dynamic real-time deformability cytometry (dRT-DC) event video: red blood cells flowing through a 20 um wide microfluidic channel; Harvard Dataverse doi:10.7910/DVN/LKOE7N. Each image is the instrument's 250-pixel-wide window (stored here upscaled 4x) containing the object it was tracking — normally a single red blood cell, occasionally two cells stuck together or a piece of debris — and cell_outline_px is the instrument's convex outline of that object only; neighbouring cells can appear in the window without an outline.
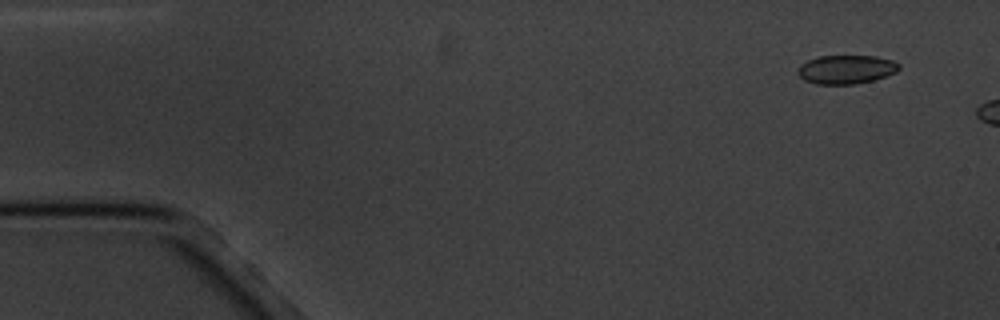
{"species": "common noctule bat (a hibernating species)", "species_latin": "Nyctalus noctula", "temperature_condition": "cold", "stored_images_in_passage": 4, "camera_frame_rate_fps": 3000, "um_per_image_px": 0.085, "animal": {"sex": "male", "body_mass_g": 20.1, "forearm_length_mm": 53.5}, "frame": {"image": 1, "passage_image": 1, "time_ms": 0.0, "image_size_px": [1000, 320], "cell_outline_px": [[900, 68], [896, 72], [872, 80], [856, 84], [816, 84], [804, 80], [796, 72], [800, 64], [808, 60], [820, 56], [876, 56], [892, 60], [900, 64]], "centroid_in_image_um": [71.91, 5.9], "position_along_channel_um": 13.1, "area_um2": 16.94}}